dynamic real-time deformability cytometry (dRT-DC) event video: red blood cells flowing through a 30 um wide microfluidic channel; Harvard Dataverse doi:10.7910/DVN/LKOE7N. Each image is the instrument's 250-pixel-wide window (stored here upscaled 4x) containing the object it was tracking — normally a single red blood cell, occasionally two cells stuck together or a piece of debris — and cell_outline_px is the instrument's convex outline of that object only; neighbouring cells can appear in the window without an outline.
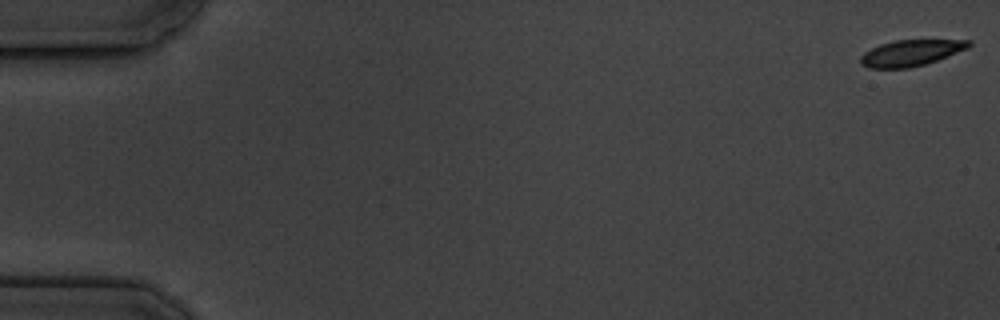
{"species": "common noctule bat (a hibernating species)", "species_latin": "Nyctalus noctula", "temperature_condition": "cold", "stored_images_in_passage": 6, "camera_frame_rate_fps": 3000, "um_per_image_px": 0.085, "animal": {"sex": "male", "body_mass_g": 19.5, "forearm_length_mm": 54.6}, "frame": {"image": 1, "passage_image": 1, "time_ms": 0.0, "image_size_px": [1000, 320], "cell_outline_px": [[972, 44], [968, 48], [948, 56], [924, 64], [908, 68], [868, 68], [860, 64], [860, 56], [864, 52], [880, 44], [896, 40], [972, 40]], "centroid_in_image_um": [77.41, 4.49], "position_along_channel_um": 7.6, "area_um2": 16.42}}
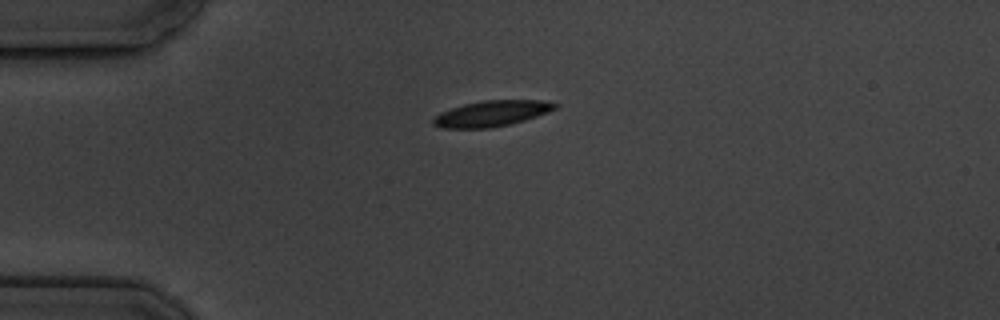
{"frame": {"image": 2, "passage_image": 5, "time_ms": 4.667, "image_size_px": [1000, 320], "cell_outline_px": [[560, 104], [556, 108], [548, 112], [512, 124], [488, 128], [440, 128], [432, 124], [432, 120], [440, 112], [464, 104], [484, 100], [540, 100]], "centroid_in_image_um": [41.78, 9.65], "position_along_channel_um": 43.2, "area_um2": 18.26}}